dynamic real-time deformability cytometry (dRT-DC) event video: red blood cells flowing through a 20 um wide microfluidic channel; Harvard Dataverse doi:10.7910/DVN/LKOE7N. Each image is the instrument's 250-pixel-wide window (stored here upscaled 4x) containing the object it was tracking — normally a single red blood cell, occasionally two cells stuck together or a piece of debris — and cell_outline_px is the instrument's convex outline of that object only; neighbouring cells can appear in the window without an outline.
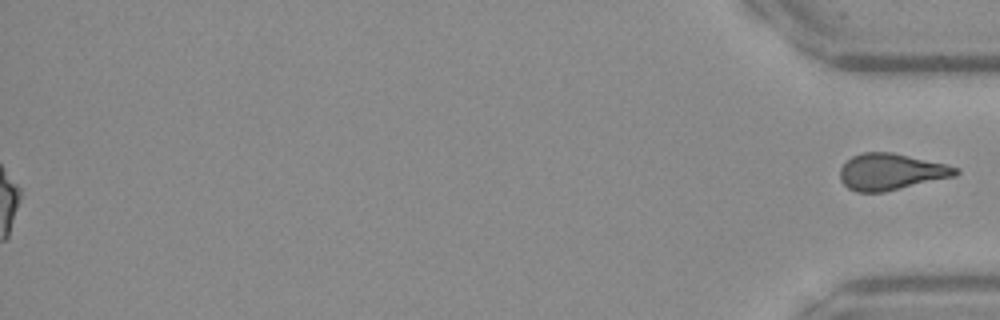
{"species": "Egyptian fruit bat (a non-hibernating species)", "species_latin": "Rousettus aegyptiacus", "temperature_condition": "warm", "stored_images_in_passage": 35, "segment_of_instrument_passage": [2, 2], "camera_frame_rate_fps": 3000, "um_per_image_px": 0.085, "frame": {"image": 1, "passage_image": 35, "time_ms": 11.333, "image_size_px": [1000, 320], "cell_outline_px": [[960, 172], [956, 176], [884, 192], [856, 192], [848, 188], [840, 180], [840, 168], [852, 156], [864, 152], [892, 152], [948, 164], [960, 168]], "centroid_in_image_um": [75.77, 14.6], "position_along_channel_um": 359.4, "area_um2": 24.74}}